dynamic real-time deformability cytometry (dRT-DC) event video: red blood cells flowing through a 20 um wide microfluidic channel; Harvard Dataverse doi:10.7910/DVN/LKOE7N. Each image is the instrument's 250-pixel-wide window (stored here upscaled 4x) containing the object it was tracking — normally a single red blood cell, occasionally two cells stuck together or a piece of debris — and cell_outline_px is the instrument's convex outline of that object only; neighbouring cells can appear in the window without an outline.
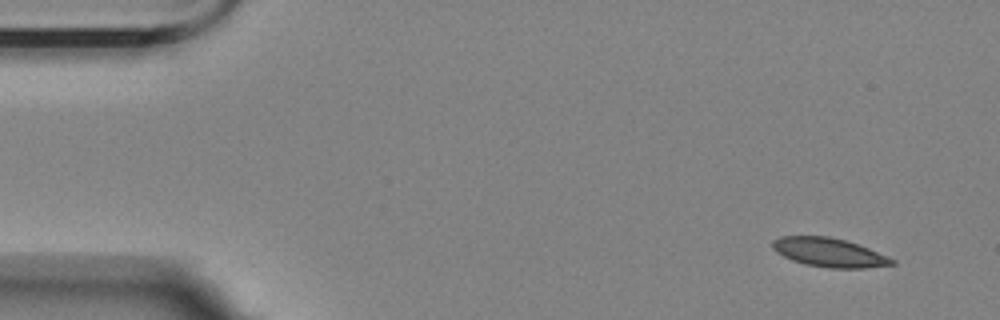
{"species": "Egyptian fruit bat (a non-hibernating species)", "species_latin": "Rousettus aegyptiacus", "temperature_condition": "room temperature", "stored_images_in_passage": 7, "camera_frame_rate_fps": 3000, "um_per_image_px": 0.085, "animal": {"sex": "female"}, "frame": {"image": 1, "passage_image": 1, "time_ms": 0.0, "image_size_px": [1000, 320], "cell_outline_px": [[896, 264], [864, 268], [828, 268], [804, 264], [792, 260], [776, 252], [772, 248], [772, 240], [780, 236], [828, 236], [844, 240], [868, 248], [896, 260]], "centroid_in_image_um": [70.45, 21.46], "position_along_channel_um": 14.5, "area_um2": 20.06}}
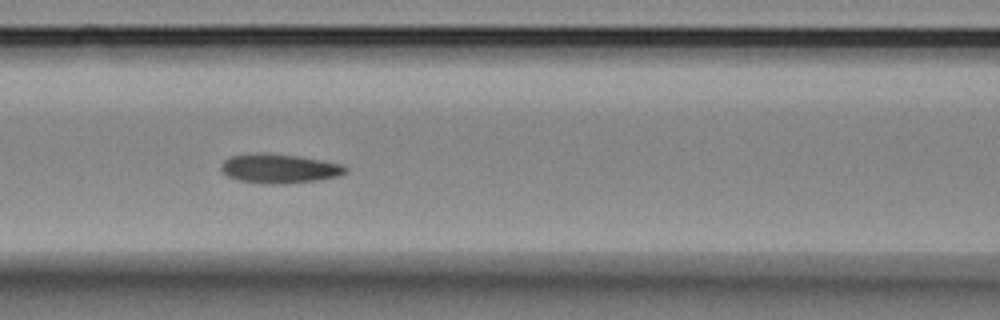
{"frame": {"image": 2, "passage_image": 6, "time_ms": 6.667, "image_size_px": [1000, 320], "cell_outline_px": [[348, 172], [340, 176], [316, 180], [284, 184], [268, 184], [240, 180], [228, 176], [220, 168], [220, 164], [224, 160], [232, 156], [260, 152], [268, 152], [296, 156], [320, 160], [340, 164], [348, 168]], "centroid_in_image_um": [23.74, 14.32], "position_along_channel_um": 142.9, "area_um2": 21.15}}
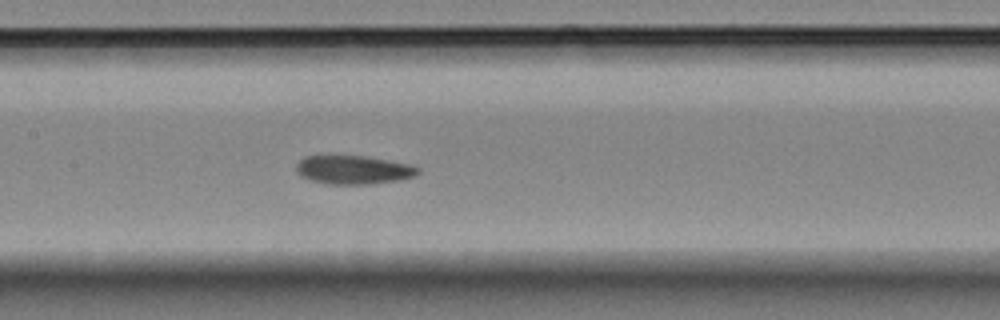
{"frame": {"image": 3, "passage_image": 7, "time_ms": 7.667, "image_size_px": [1000, 320], "cell_outline_px": [[420, 172], [416, 176], [400, 180], [372, 184], [324, 184], [300, 176], [296, 172], [296, 164], [304, 156], [364, 156], [408, 164], [420, 168]], "centroid_in_image_um": [30.04, 14.45], "position_along_channel_um": 177.4, "area_um2": 20.35}}